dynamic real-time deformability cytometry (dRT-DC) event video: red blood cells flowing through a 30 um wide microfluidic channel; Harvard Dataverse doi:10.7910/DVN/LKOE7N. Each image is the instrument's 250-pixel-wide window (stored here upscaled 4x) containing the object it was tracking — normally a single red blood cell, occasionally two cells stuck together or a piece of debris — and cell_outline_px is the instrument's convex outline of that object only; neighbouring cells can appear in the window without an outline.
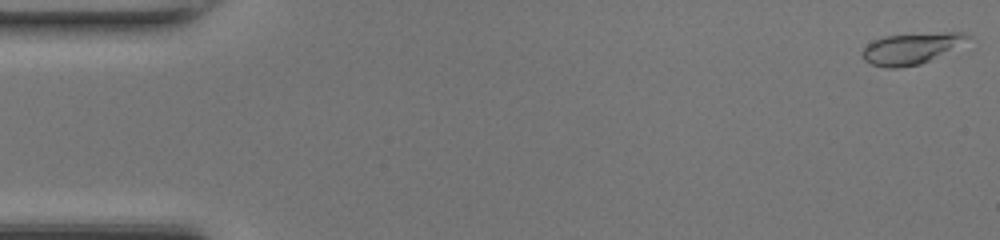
{"species": "common noctule bat (a hibernating species)", "species_latin": "Nyctalus noctula", "temperature_condition": "room temperature", "stored_images_in_passage": 48, "camera_frame_rate_fps": 3000, "um_per_image_px": 0.085, "animal": {"sex": "female", "body_mass_g": 17.0, "forearm_length_mm": 48.0}, "frame": {"image": 1, "passage_image": 1, "time_ms": 0.0, "image_size_px": [1000, 240], "cell_outline_px": [[972, 36], [928, 60], [920, 64], [896, 68], [884, 68], [872, 64], [864, 60], [860, 56], [860, 52], [872, 40], [884, 36], [944, 32], [964, 32]], "centroid_in_image_um": [77.31, 4.12], "position_along_channel_um": 7.7, "area_um2": 18.55}}
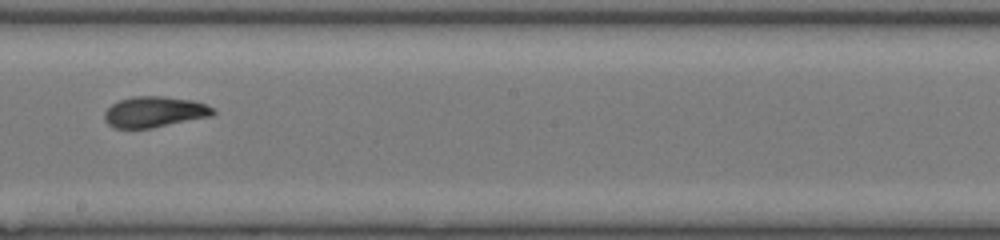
{"frame": {"image": 2, "passage_image": 27, "time_ms": 8.667, "image_size_px": [1000, 240], "cell_outline_px": [[216, 112], [212, 116], [152, 128], [116, 128], [108, 124], [104, 120], [104, 112], [112, 104], [120, 100], [132, 96], [164, 96], [192, 100], [204, 104], [212, 108]], "centroid_in_image_um": [13.12, 9.51], "position_along_channel_um": 235.1, "area_um2": 19.48}}
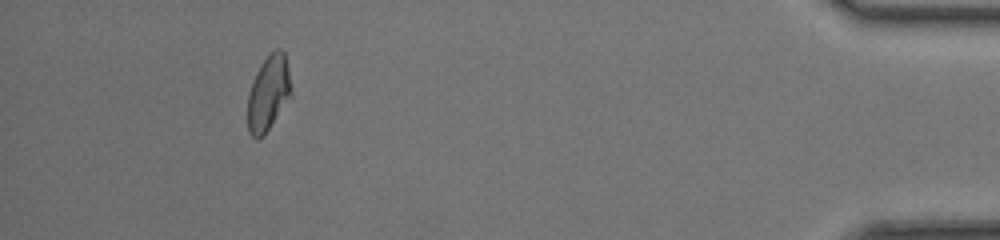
{"frame": {"image": 3, "passage_image": 44, "time_ms": 14.333, "image_size_px": [1000, 240], "cell_outline_px": [[292, 96], [268, 128], [256, 140], [248, 132], [248, 96], [252, 80], [260, 64], [276, 48], [280, 48], [284, 52], [288, 68], [292, 88]], "centroid_in_image_um": [22.82, 7.88], "position_along_channel_um": 412.4, "area_um2": 18.9}, "authors_computed_cell_mechanics": {"area_um2": 19.2474, "velocity_mm_per_s": 4.3396, "shape_relaxation_time_tau1_ms": 4.2966, "shape_relaxation_time_tau2_ms": 1.5088, "deformation_change_tau1": 0.186, "deformation_change_tau2": 0.0535}}